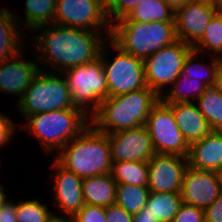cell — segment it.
Returning <instances> with one entry per match:
<instances>
[{
  "mask_svg": "<svg viewBox=\"0 0 222 222\" xmlns=\"http://www.w3.org/2000/svg\"><path fill=\"white\" fill-rule=\"evenodd\" d=\"M39 29L44 31L33 37L36 55L41 62L49 64L53 70L55 68L57 73L95 61L107 40L103 31L83 30L55 23L37 27L33 31Z\"/></svg>",
  "mask_w": 222,
  "mask_h": 222,
  "instance_id": "obj_1",
  "label": "cell"
},
{
  "mask_svg": "<svg viewBox=\"0 0 222 222\" xmlns=\"http://www.w3.org/2000/svg\"><path fill=\"white\" fill-rule=\"evenodd\" d=\"M160 97L148 86L124 95L108 97L90 118L91 124L104 134L145 125L152 107Z\"/></svg>",
  "mask_w": 222,
  "mask_h": 222,
  "instance_id": "obj_2",
  "label": "cell"
},
{
  "mask_svg": "<svg viewBox=\"0 0 222 222\" xmlns=\"http://www.w3.org/2000/svg\"><path fill=\"white\" fill-rule=\"evenodd\" d=\"M59 152L56 161L82 179L111 173L112 160L108 135L97 130L92 124Z\"/></svg>",
  "mask_w": 222,
  "mask_h": 222,
  "instance_id": "obj_3",
  "label": "cell"
},
{
  "mask_svg": "<svg viewBox=\"0 0 222 222\" xmlns=\"http://www.w3.org/2000/svg\"><path fill=\"white\" fill-rule=\"evenodd\" d=\"M110 39L124 52L145 60L161 48L176 42L174 22L116 21Z\"/></svg>",
  "mask_w": 222,
  "mask_h": 222,
  "instance_id": "obj_4",
  "label": "cell"
},
{
  "mask_svg": "<svg viewBox=\"0 0 222 222\" xmlns=\"http://www.w3.org/2000/svg\"><path fill=\"white\" fill-rule=\"evenodd\" d=\"M27 119L22 128L37 137L48 153L61 150L91 124L90 117L78 108L37 113Z\"/></svg>",
  "mask_w": 222,
  "mask_h": 222,
  "instance_id": "obj_5",
  "label": "cell"
},
{
  "mask_svg": "<svg viewBox=\"0 0 222 222\" xmlns=\"http://www.w3.org/2000/svg\"><path fill=\"white\" fill-rule=\"evenodd\" d=\"M59 74L65 77L74 107L90 118L97 112L100 103L108 98L107 79L100 57Z\"/></svg>",
  "mask_w": 222,
  "mask_h": 222,
  "instance_id": "obj_6",
  "label": "cell"
},
{
  "mask_svg": "<svg viewBox=\"0 0 222 222\" xmlns=\"http://www.w3.org/2000/svg\"><path fill=\"white\" fill-rule=\"evenodd\" d=\"M38 72L18 102V110L26 118L37 113L75 108L65 77L56 72Z\"/></svg>",
  "mask_w": 222,
  "mask_h": 222,
  "instance_id": "obj_7",
  "label": "cell"
},
{
  "mask_svg": "<svg viewBox=\"0 0 222 222\" xmlns=\"http://www.w3.org/2000/svg\"><path fill=\"white\" fill-rule=\"evenodd\" d=\"M116 58L109 62L105 53L107 41L104 43L99 57L102 60L103 70L107 79L108 97L127 94L147 86L145 81L144 60L124 52L110 38L108 39Z\"/></svg>",
  "mask_w": 222,
  "mask_h": 222,
  "instance_id": "obj_8",
  "label": "cell"
},
{
  "mask_svg": "<svg viewBox=\"0 0 222 222\" xmlns=\"http://www.w3.org/2000/svg\"><path fill=\"white\" fill-rule=\"evenodd\" d=\"M192 50L191 45L177 40L146 58L144 71L147 86L161 97L164 93L162 88L168 87L180 76L185 59Z\"/></svg>",
  "mask_w": 222,
  "mask_h": 222,
  "instance_id": "obj_9",
  "label": "cell"
},
{
  "mask_svg": "<svg viewBox=\"0 0 222 222\" xmlns=\"http://www.w3.org/2000/svg\"><path fill=\"white\" fill-rule=\"evenodd\" d=\"M145 126L156 154L188 156L189 145L175 122L172 108L161 99L152 107Z\"/></svg>",
  "mask_w": 222,
  "mask_h": 222,
  "instance_id": "obj_10",
  "label": "cell"
},
{
  "mask_svg": "<svg viewBox=\"0 0 222 222\" xmlns=\"http://www.w3.org/2000/svg\"><path fill=\"white\" fill-rule=\"evenodd\" d=\"M55 24L101 32L106 28L111 36V24L107 17V8L100 0H57Z\"/></svg>",
  "mask_w": 222,
  "mask_h": 222,
  "instance_id": "obj_11",
  "label": "cell"
},
{
  "mask_svg": "<svg viewBox=\"0 0 222 222\" xmlns=\"http://www.w3.org/2000/svg\"><path fill=\"white\" fill-rule=\"evenodd\" d=\"M147 163L150 192L181 193L187 157L155 153Z\"/></svg>",
  "mask_w": 222,
  "mask_h": 222,
  "instance_id": "obj_12",
  "label": "cell"
},
{
  "mask_svg": "<svg viewBox=\"0 0 222 222\" xmlns=\"http://www.w3.org/2000/svg\"><path fill=\"white\" fill-rule=\"evenodd\" d=\"M107 135L112 162H148L155 154L150 134L145 125Z\"/></svg>",
  "mask_w": 222,
  "mask_h": 222,
  "instance_id": "obj_13",
  "label": "cell"
},
{
  "mask_svg": "<svg viewBox=\"0 0 222 222\" xmlns=\"http://www.w3.org/2000/svg\"><path fill=\"white\" fill-rule=\"evenodd\" d=\"M218 12L214 6L188 1L174 11L177 39L193 47L201 39L206 27Z\"/></svg>",
  "mask_w": 222,
  "mask_h": 222,
  "instance_id": "obj_14",
  "label": "cell"
},
{
  "mask_svg": "<svg viewBox=\"0 0 222 222\" xmlns=\"http://www.w3.org/2000/svg\"><path fill=\"white\" fill-rule=\"evenodd\" d=\"M221 194L219 173L198 170L188 166L182 182L181 196L183 203L205 210Z\"/></svg>",
  "mask_w": 222,
  "mask_h": 222,
  "instance_id": "obj_15",
  "label": "cell"
},
{
  "mask_svg": "<svg viewBox=\"0 0 222 222\" xmlns=\"http://www.w3.org/2000/svg\"><path fill=\"white\" fill-rule=\"evenodd\" d=\"M21 52L0 62V92L18 96V102L41 70L37 62L24 61Z\"/></svg>",
  "mask_w": 222,
  "mask_h": 222,
  "instance_id": "obj_16",
  "label": "cell"
},
{
  "mask_svg": "<svg viewBox=\"0 0 222 222\" xmlns=\"http://www.w3.org/2000/svg\"><path fill=\"white\" fill-rule=\"evenodd\" d=\"M52 167L55 168V199L54 204L65 216H74L85 204L83 198V179L62 167L54 160Z\"/></svg>",
  "mask_w": 222,
  "mask_h": 222,
  "instance_id": "obj_17",
  "label": "cell"
},
{
  "mask_svg": "<svg viewBox=\"0 0 222 222\" xmlns=\"http://www.w3.org/2000/svg\"><path fill=\"white\" fill-rule=\"evenodd\" d=\"M188 165L218 173L222 170V133L210 132L189 146Z\"/></svg>",
  "mask_w": 222,
  "mask_h": 222,
  "instance_id": "obj_18",
  "label": "cell"
},
{
  "mask_svg": "<svg viewBox=\"0 0 222 222\" xmlns=\"http://www.w3.org/2000/svg\"><path fill=\"white\" fill-rule=\"evenodd\" d=\"M168 105L172 108L175 122L189 146L211 132L207 120L196 103L191 101Z\"/></svg>",
  "mask_w": 222,
  "mask_h": 222,
  "instance_id": "obj_19",
  "label": "cell"
},
{
  "mask_svg": "<svg viewBox=\"0 0 222 222\" xmlns=\"http://www.w3.org/2000/svg\"><path fill=\"white\" fill-rule=\"evenodd\" d=\"M15 17L8 8L0 9V62L11 59L24 48V32L20 33Z\"/></svg>",
  "mask_w": 222,
  "mask_h": 222,
  "instance_id": "obj_20",
  "label": "cell"
},
{
  "mask_svg": "<svg viewBox=\"0 0 222 222\" xmlns=\"http://www.w3.org/2000/svg\"><path fill=\"white\" fill-rule=\"evenodd\" d=\"M116 185L111 173L84 178L82 191L85 204L105 208L114 204Z\"/></svg>",
  "mask_w": 222,
  "mask_h": 222,
  "instance_id": "obj_21",
  "label": "cell"
},
{
  "mask_svg": "<svg viewBox=\"0 0 222 222\" xmlns=\"http://www.w3.org/2000/svg\"><path fill=\"white\" fill-rule=\"evenodd\" d=\"M182 203L181 193L149 192L146 213L157 222H172Z\"/></svg>",
  "mask_w": 222,
  "mask_h": 222,
  "instance_id": "obj_22",
  "label": "cell"
},
{
  "mask_svg": "<svg viewBox=\"0 0 222 222\" xmlns=\"http://www.w3.org/2000/svg\"><path fill=\"white\" fill-rule=\"evenodd\" d=\"M118 21H138L146 23L155 21L174 22V10L163 0H144L136 5L124 18Z\"/></svg>",
  "mask_w": 222,
  "mask_h": 222,
  "instance_id": "obj_23",
  "label": "cell"
},
{
  "mask_svg": "<svg viewBox=\"0 0 222 222\" xmlns=\"http://www.w3.org/2000/svg\"><path fill=\"white\" fill-rule=\"evenodd\" d=\"M171 88L164 93L160 99L166 104L179 103V102H191L190 98L198 99L208 86L200 80L187 77L183 74L174 80L171 84Z\"/></svg>",
  "mask_w": 222,
  "mask_h": 222,
  "instance_id": "obj_24",
  "label": "cell"
},
{
  "mask_svg": "<svg viewBox=\"0 0 222 222\" xmlns=\"http://www.w3.org/2000/svg\"><path fill=\"white\" fill-rule=\"evenodd\" d=\"M111 176L117 184L147 187L148 163L139 161L112 162Z\"/></svg>",
  "mask_w": 222,
  "mask_h": 222,
  "instance_id": "obj_25",
  "label": "cell"
},
{
  "mask_svg": "<svg viewBox=\"0 0 222 222\" xmlns=\"http://www.w3.org/2000/svg\"><path fill=\"white\" fill-rule=\"evenodd\" d=\"M199 111L207 120L211 132L222 133V94L214 87H208L197 99Z\"/></svg>",
  "mask_w": 222,
  "mask_h": 222,
  "instance_id": "obj_26",
  "label": "cell"
},
{
  "mask_svg": "<svg viewBox=\"0 0 222 222\" xmlns=\"http://www.w3.org/2000/svg\"><path fill=\"white\" fill-rule=\"evenodd\" d=\"M148 187L130 184H117L115 203L132 215L142 211L149 195Z\"/></svg>",
  "mask_w": 222,
  "mask_h": 222,
  "instance_id": "obj_27",
  "label": "cell"
},
{
  "mask_svg": "<svg viewBox=\"0 0 222 222\" xmlns=\"http://www.w3.org/2000/svg\"><path fill=\"white\" fill-rule=\"evenodd\" d=\"M25 21L30 30L54 23L57 0H26Z\"/></svg>",
  "mask_w": 222,
  "mask_h": 222,
  "instance_id": "obj_28",
  "label": "cell"
},
{
  "mask_svg": "<svg viewBox=\"0 0 222 222\" xmlns=\"http://www.w3.org/2000/svg\"><path fill=\"white\" fill-rule=\"evenodd\" d=\"M199 55L200 53L195 50H192L189 53V55L185 59L181 74L193 78L195 80H200L201 82L205 83L208 87H212L215 83L216 70L219 67L218 58L214 56L213 59H211V64L206 65L204 63L200 64L199 62H195V57L198 58ZM202 71L205 72L203 73ZM203 76L204 78H202Z\"/></svg>",
  "mask_w": 222,
  "mask_h": 222,
  "instance_id": "obj_29",
  "label": "cell"
},
{
  "mask_svg": "<svg viewBox=\"0 0 222 222\" xmlns=\"http://www.w3.org/2000/svg\"><path fill=\"white\" fill-rule=\"evenodd\" d=\"M208 50L218 58L222 54V13L218 12L208 26L201 39L193 46V50L202 53ZM219 55V56H218Z\"/></svg>",
  "mask_w": 222,
  "mask_h": 222,
  "instance_id": "obj_30",
  "label": "cell"
},
{
  "mask_svg": "<svg viewBox=\"0 0 222 222\" xmlns=\"http://www.w3.org/2000/svg\"><path fill=\"white\" fill-rule=\"evenodd\" d=\"M17 222H48L53 213L38 199L15 203Z\"/></svg>",
  "mask_w": 222,
  "mask_h": 222,
  "instance_id": "obj_31",
  "label": "cell"
},
{
  "mask_svg": "<svg viewBox=\"0 0 222 222\" xmlns=\"http://www.w3.org/2000/svg\"><path fill=\"white\" fill-rule=\"evenodd\" d=\"M144 0H115L107 8V17L112 25L121 18H124L128 13H130L136 5Z\"/></svg>",
  "mask_w": 222,
  "mask_h": 222,
  "instance_id": "obj_32",
  "label": "cell"
},
{
  "mask_svg": "<svg viewBox=\"0 0 222 222\" xmlns=\"http://www.w3.org/2000/svg\"><path fill=\"white\" fill-rule=\"evenodd\" d=\"M105 207L84 204L73 216L74 222H107Z\"/></svg>",
  "mask_w": 222,
  "mask_h": 222,
  "instance_id": "obj_33",
  "label": "cell"
},
{
  "mask_svg": "<svg viewBox=\"0 0 222 222\" xmlns=\"http://www.w3.org/2000/svg\"><path fill=\"white\" fill-rule=\"evenodd\" d=\"M172 222H205L204 210L182 203Z\"/></svg>",
  "mask_w": 222,
  "mask_h": 222,
  "instance_id": "obj_34",
  "label": "cell"
},
{
  "mask_svg": "<svg viewBox=\"0 0 222 222\" xmlns=\"http://www.w3.org/2000/svg\"><path fill=\"white\" fill-rule=\"evenodd\" d=\"M105 216L107 222H133L134 217L116 203L106 207Z\"/></svg>",
  "mask_w": 222,
  "mask_h": 222,
  "instance_id": "obj_35",
  "label": "cell"
},
{
  "mask_svg": "<svg viewBox=\"0 0 222 222\" xmlns=\"http://www.w3.org/2000/svg\"><path fill=\"white\" fill-rule=\"evenodd\" d=\"M14 130L15 126L12 120L0 112V147L13 138Z\"/></svg>",
  "mask_w": 222,
  "mask_h": 222,
  "instance_id": "obj_36",
  "label": "cell"
},
{
  "mask_svg": "<svg viewBox=\"0 0 222 222\" xmlns=\"http://www.w3.org/2000/svg\"><path fill=\"white\" fill-rule=\"evenodd\" d=\"M205 222H222V194L204 210Z\"/></svg>",
  "mask_w": 222,
  "mask_h": 222,
  "instance_id": "obj_37",
  "label": "cell"
},
{
  "mask_svg": "<svg viewBox=\"0 0 222 222\" xmlns=\"http://www.w3.org/2000/svg\"><path fill=\"white\" fill-rule=\"evenodd\" d=\"M0 222H17L15 202H9L0 209Z\"/></svg>",
  "mask_w": 222,
  "mask_h": 222,
  "instance_id": "obj_38",
  "label": "cell"
},
{
  "mask_svg": "<svg viewBox=\"0 0 222 222\" xmlns=\"http://www.w3.org/2000/svg\"><path fill=\"white\" fill-rule=\"evenodd\" d=\"M133 222H157L154 216L146 213V208L134 215Z\"/></svg>",
  "mask_w": 222,
  "mask_h": 222,
  "instance_id": "obj_39",
  "label": "cell"
},
{
  "mask_svg": "<svg viewBox=\"0 0 222 222\" xmlns=\"http://www.w3.org/2000/svg\"><path fill=\"white\" fill-rule=\"evenodd\" d=\"M213 86L222 94V68L220 66L216 70Z\"/></svg>",
  "mask_w": 222,
  "mask_h": 222,
  "instance_id": "obj_40",
  "label": "cell"
},
{
  "mask_svg": "<svg viewBox=\"0 0 222 222\" xmlns=\"http://www.w3.org/2000/svg\"><path fill=\"white\" fill-rule=\"evenodd\" d=\"M174 11L182 7L185 3L191 0H163Z\"/></svg>",
  "mask_w": 222,
  "mask_h": 222,
  "instance_id": "obj_41",
  "label": "cell"
},
{
  "mask_svg": "<svg viewBox=\"0 0 222 222\" xmlns=\"http://www.w3.org/2000/svg\"><path fill=\"white\" fill-rule=\"evenodd\" d=\"M48 222H74L73 216H57L53 214V216L48 220Z\"/></svg>",
  "mask_w": 222,
  "mask_h": 222,
  "instance_id": "obj_42",
  "label": "cell"
},
{
  "mask_svg": "<svg viewBox=\"0 0 222 222\" xmlns=\"http://www.w3.org/2000/svg\"><path fill=\"white\" fill-rule=\"evenodd\" d=\"M3 186L0 185V209L5 206L7 203L10 202V200H7V195L4 193V190L2 188Z\"/></svg>",
  "mask_w": 222,
  "mask_h": 222,
  "instance_id": "obj_43",
  "label": "cell"
},
{
  "mask_svg": "<svg viewBox=\"0 0 222 222\" xmlns=\"http://www.w3.org/2000/svg\"><path fill=\"white\" fill-rule=\"evenodd\" d=\"M193 2H200V3H203V4H208V5H211V6H214V7H218V3H219V0H191Z\"/></svg>",
  "mask_w": 222,
  "mask_h": 222,
  "instance_id": "obj_44",
  "label": "cell"
},
{
  "mask_svg": "<svg viewBox=\"0 0 222 222\" xmlns=\"http://www.w3.org/2000/svg\"><path fill=\"white\" fill-rule=\"evenodd\" d=\"M101 3L108 8L115 0H100Z\"/></svg>",
  "mask_w": 222,
  "mask_h": 222,
  "instance_id": "obj_45",
  "label": "cell"
},
{
  "mask_svg": "<svg viewBox=\"0 0 222 222\" xmlns=\"http://www.w3.org/2000/svg\"><path fill=\"white\" fill-rule=\"evenodd\" d=\"M217 9H218L219 12L222 13V0H219Z\"/></svg>",
  "mask_w": 222,
  "mask_h": 222,
  "instance_id": "obj_46",
  "label": "cell"
},
{
  "mask_svg": "<svg viewBox=\"0 0 222 222\" xmlns=\"http://www.w3.org/2000/svg\"><path fill=\"white\" fill-rule=\"evenodd\" d=\"M219 66L222 68V54L218 57Z\"/></svg>",
  "mask_w": 222,
  "mask_h": 222,
  "instance_id": "obj_47",
  "label": "cell"
},
{
  "mask_svg": "<svg viewBox=\"0 0 222 222\" xmlns=\"http://www.w3.org/2000/svg\"><path fill=\"white\" fill-rule=\"evenodd\" d=\"M221 180V189H222V170L218 172Z\"/></svg>",
  "mask_w": 222,
  "mask_h": 222,
  "instance_id": "obj_48",
  "label": "cell"
}]
</instances>
